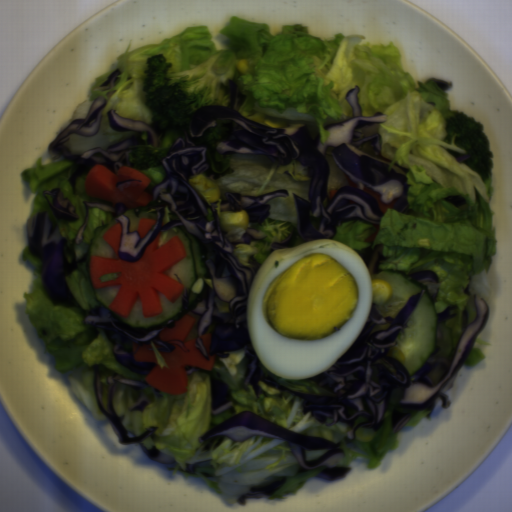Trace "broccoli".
I'll use <instances>...</instances> for the list:
<instances>
[{"mask_svg": "<svg viewBox=\"0 0 512 512\" xmlns=\"http://www.w3.org/2000/svg\"><path fill=\"white\" fill-rule=\"evenodd\" d=\"M235 64V54L229 51L218 52L206 63L183 72H175L165 54L146 58V105L153 111V128L166 135L160 146L136 145L128 164L150 180L148 189L165 178L163 158L183 136L197 112L215 103L221 84L233 77Z\"/></svg>", "mask_w": 512, "mask_h": 512, "instance_id": "1706d50b", "label": "broccoli"}, {"mask_svg": "<svg viewBox=\"0 0 512 512\" xmlns=\"http://www.w3.org/2000/svg\"><path fill=\"white\" fill-rule=\"evenodd\" d=\"M446 133L454 137V143L466 152V163L483 181L491 177L493 154L489 150L484 126L474 116L454 112L445 122Z\"/></svg>", "mask_w": 512, "mask_h": 512, "instance_id": "ccd96aad", "label": "broccoli"}]
</instances>
